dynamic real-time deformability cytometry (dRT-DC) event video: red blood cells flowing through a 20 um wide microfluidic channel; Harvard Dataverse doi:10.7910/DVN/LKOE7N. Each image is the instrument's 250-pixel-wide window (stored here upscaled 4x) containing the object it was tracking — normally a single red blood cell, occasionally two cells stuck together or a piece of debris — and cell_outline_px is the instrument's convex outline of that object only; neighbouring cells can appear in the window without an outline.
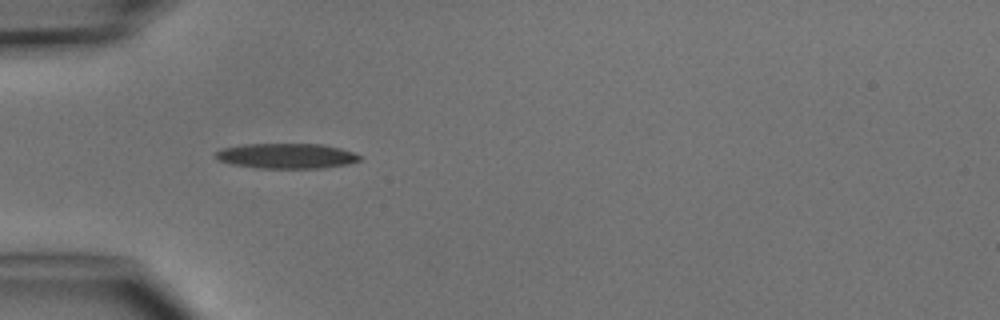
{"species": "common noctule bat (a hibernating species)", "species_latin": "Nyctalus noctula", "temperature_condition": "cold", "stored_images_in_passage": 4, "camera_frame_rate_fps": 3000, "um_per_image_px": 0.085, "animal": {"sex": "male", "body_mass_g": 15.6}, "frame": {"image": 1, "passage_image": 3, "time_ms": 2.667, "image_size_px": [1000, 320], "cell_outline_px": [[360, 160], [348, 164], [324, 168], [260, 168], [232, 164], [220, 160], [212, 156], [212, 152], [220, 148], [244, 144], [324, 144], [340, 148], [352, 152], [360, 156]], "centroid_in_image_um": [24.3, 13.25], "position_along_channel_um": 60.7, "area_um2": 21.27}}